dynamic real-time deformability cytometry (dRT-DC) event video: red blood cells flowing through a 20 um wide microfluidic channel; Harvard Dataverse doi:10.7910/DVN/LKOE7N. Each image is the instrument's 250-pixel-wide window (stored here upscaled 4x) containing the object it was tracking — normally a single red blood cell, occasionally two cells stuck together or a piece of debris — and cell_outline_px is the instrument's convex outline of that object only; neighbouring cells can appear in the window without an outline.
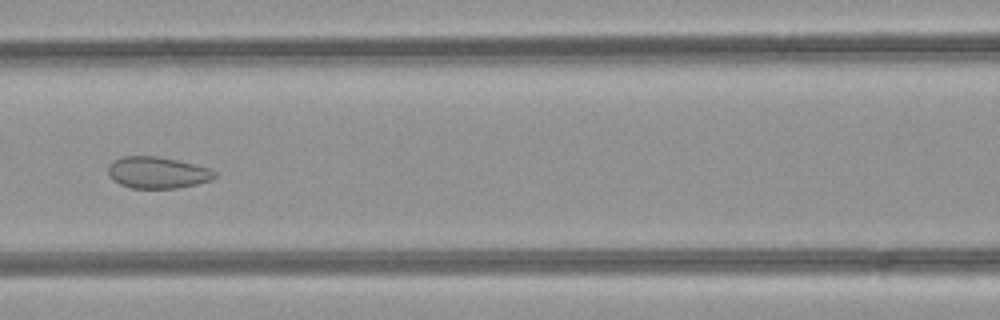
{"species": "common noctule bat (a hibernating species)", "species_latin": "Nyctalus noctula", "temperature_condition": "room temperature", "stored_images_in_passage": 48, "camera_frame_rate_fps": 3000, "um_per_image_px": 0.085, "animal": {"sex": "female", "body_mass_g": 21.9}, "frame": {"image": 1, "passage_image": 21, "time_ms": 6.667, "image_size_px": [1000, 320], "cell_outline_px": [[216, 176], [212, 180], [196, 184], [176, 188], [132, 188], [120, 184], [112, 180], [108, 172], [108, 168], [112, 160], [124, 156], [156, 156], [176, 160], [208, 168], [216, 172]], "centroid_in_image_um": [13.36, 14.67], "position_along_channel_um": 153.2, "area_um2": 19.48}}
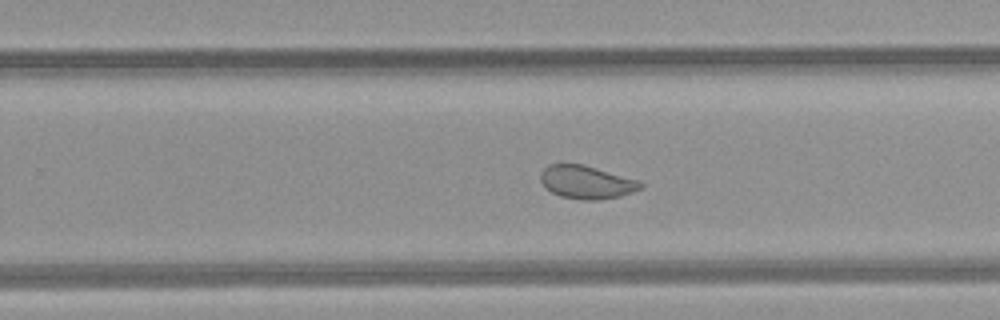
{"frame": {"image": 2, "passage_image": 30, "time_ms": 9.667, "image_size_px": [1000, 320], "cell_outline_px": [[644, 188], [620, 196], [600, 200], [580, 200], [560, 196], [552, 192], [540, 180], [540, 172], [548, 164], [564, 160], [584, 164], [636, 180], [644, 184]], "centroid_in_image_um": [49.8, 15.45], "position_along_channel_um": 280.0, "area_um2": 19.77}}
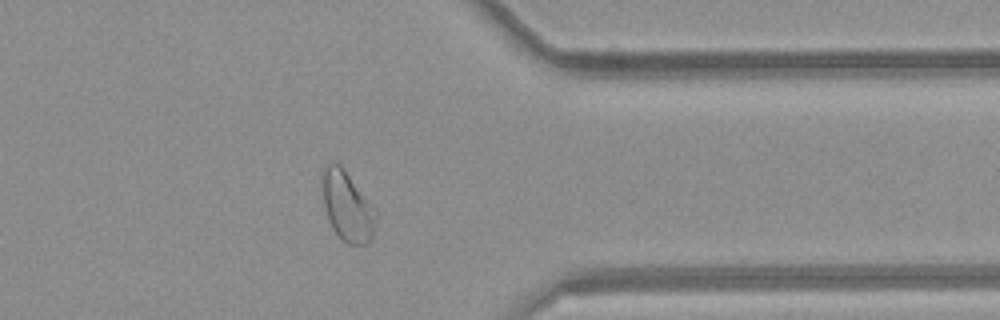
{"frame": {"image": 3, "passage_image": 38, "time_ms": 12.333, "image_size_px": [1000, 320], "cell_outline_px": [[376, 220], [372, 240], [364, 244], [348, 244], [332, 228], [328, 220], [324, 204], [320, 180], [320, 172], [324, 164], [332, 160], [336, 160], [344, 168], [376, 212]], "centroid_in_image_um": [29.45, 17.45], "position_along_channel_um": 381.9, "area_um2": 22.02}, "authors_computed_cell_mechanics": {"area_um2": 24.2182, "velocity_mm_per_s": 4.2444, "shape_relaxation_time_tau1_ms": null, "shape_relaxation_time_tau2_ms": 0.8316, "deformation_change_tau1": null, "deformation_change_tau2": 0.06}}